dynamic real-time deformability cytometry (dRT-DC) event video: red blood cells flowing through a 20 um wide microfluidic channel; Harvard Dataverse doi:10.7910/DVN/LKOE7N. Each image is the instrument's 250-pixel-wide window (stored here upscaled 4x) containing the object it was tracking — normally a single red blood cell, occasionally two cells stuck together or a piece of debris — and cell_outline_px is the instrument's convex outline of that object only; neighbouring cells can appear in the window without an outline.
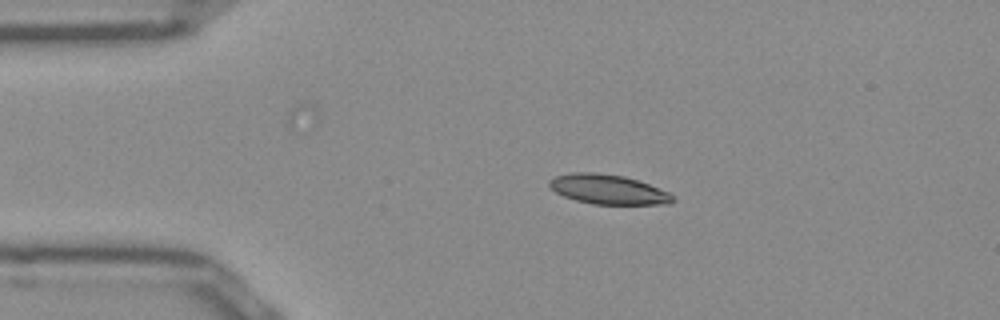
{"species": "Egyptian fruit bat (a non-hibernating species)", "species_latin": "Rousettus aegyptiacus", "temperature_condition": "room temperature", "stored_images_in_passage": 42, "camera_frame_rate_fps": 3000, "um_per_image_px": 0.085, "frame": {"image": 1, "passage_image": 1, "time_ms": 0.0, "image_size_px": [1000, 320], "cell_outline_px": [[676, 200], [668, 204], [592, 204], [576, 200], [564, 196], [556, 192], [548, 184], [548, 180], [556, 176], [572, 172], [596, 172], [624, 176], [640, 180], [668, 192]], "centroid_in_image_um": [51.69, 16.09], "position_along_channel_um": 33.3, "area_um2": 21.33}}
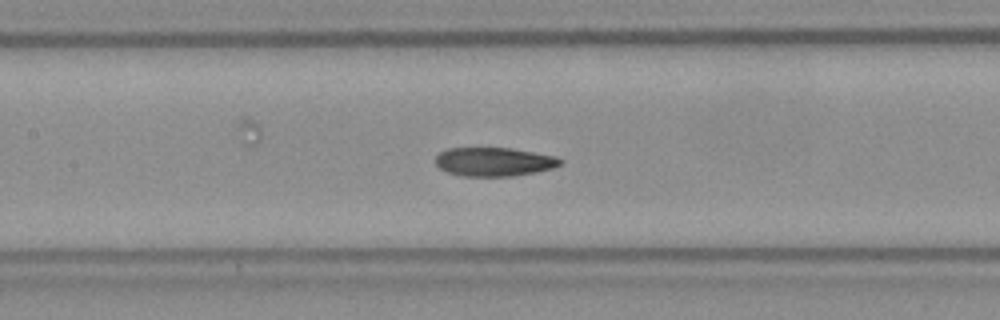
{"frame": {"image": 2, "passage_image": 14, "time_ms": 4.333, "image_size_px": [1000, 320], "cell_outline_px": [[564, 164], [552, 168], [536, 172], [516, 176], [460, 176], [448, 172], [440, 168], [436, 164], [436, 156], [440, 152], [448, 148], [512, 148], [556, 156], [564, 160]], "centroid_in_image_um": [42.04, 13.75], "position_along_channel_um": 165.4, "area_um2": 21.1}}
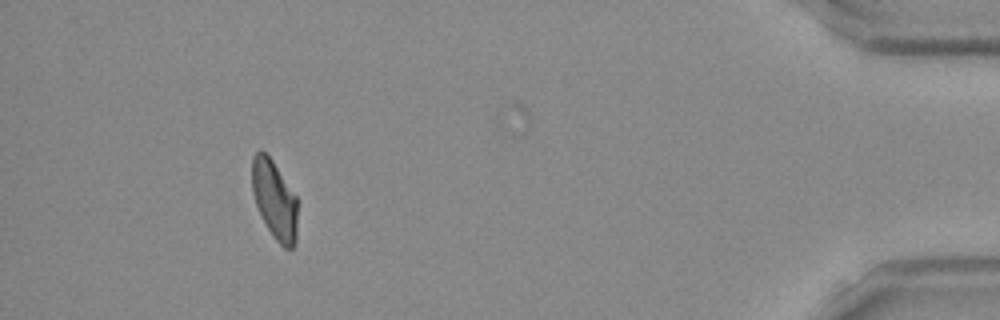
{"frame": {"image": 3, "passage_image": 38, "time_ms": 12.333, "image_size_px": [1000, 320], "cell_outline_px": [[296, 240], [292, 248], [284, 248], [276, 240], [268, 228], [256, 204], [252, 192], [252, 156], [256, 152], [264, 152], [272, 160], [296, 196]], "centroid_in_image_um": [23.32, 16.97], "position_along_channel_um": 411.9, "area_um2": 20.35}, "authors_computed_cell_mechanics": {"area_um2": 21.7617, "velocity_mm_per_s": 3.9183, "shape_relaxation_time_tau1_ms": null, "shape_relaxation_time_tau2_ms": 3.88, "deformation_change_tau1": null, "deformation_change_tau2": 0.1076}}